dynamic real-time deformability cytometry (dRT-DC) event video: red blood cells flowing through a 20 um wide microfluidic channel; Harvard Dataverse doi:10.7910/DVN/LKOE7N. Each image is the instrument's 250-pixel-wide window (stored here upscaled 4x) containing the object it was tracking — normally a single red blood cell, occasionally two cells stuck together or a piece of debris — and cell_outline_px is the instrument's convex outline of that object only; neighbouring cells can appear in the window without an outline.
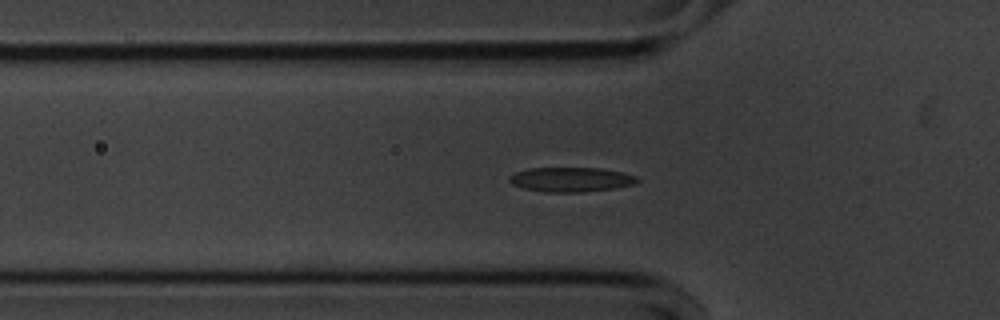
{"species": "common noctule bat (a hibernating species)", "species_latin": "Nyctalus noctula", "temperature_condition": "cold", "stored_images_in_passage": 47, "camera_frame_rate_fps": 3000, "um_per_image_px": 0.085, "animal": {"sex": "male", "body_mass_g": 20.1, "forearm_length_mm": 53.5}, "frame": {"image": 1, "passage_image": 8, "time_ms": 2.333, "image_size_px": [1000, 320], "cell_outline_px": [[640, 180], [636, 184], [616, 188], [580, 192], [544, 192], [524, 188], [512, 184], [508, 180], [508, 176], [516, 172], [528, 168], [600, 168], [624, 172], [636, 176]], "centroid_in_image_um": [48.55, 15.26], "position_along_channel_um": 77.2, "area_um2": 18.44}}
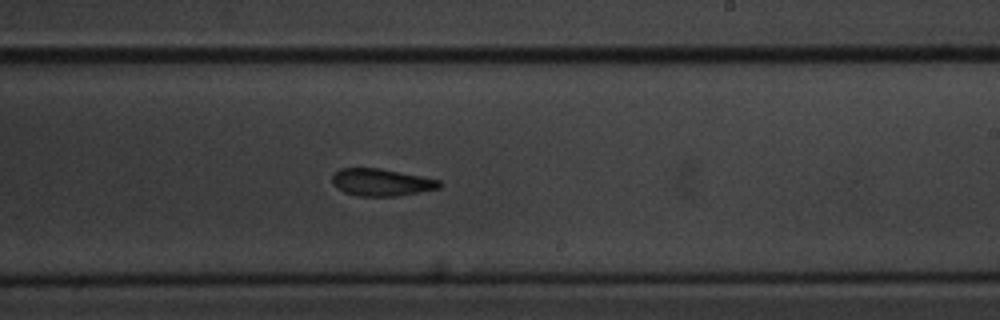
{"frame": {"image": 2, "passage_image": 23, "time_ms": 7.333, "image_size_px": [1000, 320], "cell_outline_px": [[444, 184], [440, 188], [396, 196], [356, 196], [344, 192], [336, 188], [332, 184], [332, 176], [340, 168], [380, 168], [440, 180]], "centroid_in_image_um": [32.4, 15.5], "position_along_channel_um": 256.6, "area_um2": 17.05}}
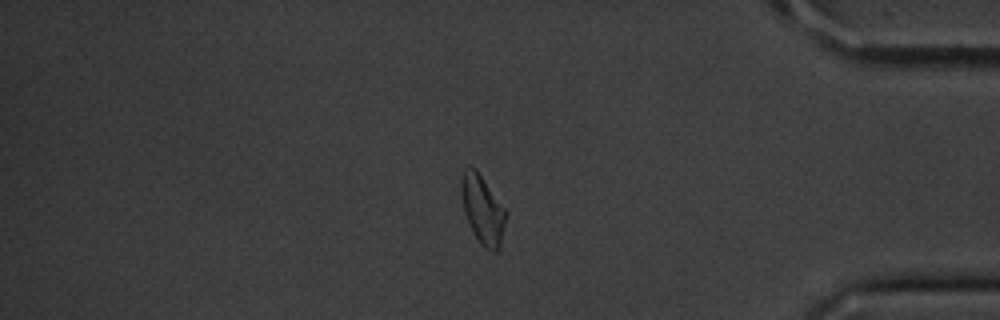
{"frame": {"image": 3, "passage_image": 37, "time_ms": 12.0, "image_size_px": [1000, 320], "cell_outline_px": [[508, 212], [500, 248], [496, 252], [492, 252], [484, 248], [480, 244], [472, 232], [464, 212], [460, 192], [460, 176], [464, 168], [476, 168]], "centroid_in_image_um": [41.02, 17.83], "position_along_channel_um": 394.2, "area_um2": 18.32}, "authors_computed_cell_mechanics": {"area_um2": 18.0914, "velocity_mm_per_s": 3.5816, "shape_relaxation_time_tau1_ms": 4.336, "shape_relaxation_time_tau2_ms": 5.9069, "deformation_change_tau1": 0.1155, "deformation_change_tau2": 0.1175}}